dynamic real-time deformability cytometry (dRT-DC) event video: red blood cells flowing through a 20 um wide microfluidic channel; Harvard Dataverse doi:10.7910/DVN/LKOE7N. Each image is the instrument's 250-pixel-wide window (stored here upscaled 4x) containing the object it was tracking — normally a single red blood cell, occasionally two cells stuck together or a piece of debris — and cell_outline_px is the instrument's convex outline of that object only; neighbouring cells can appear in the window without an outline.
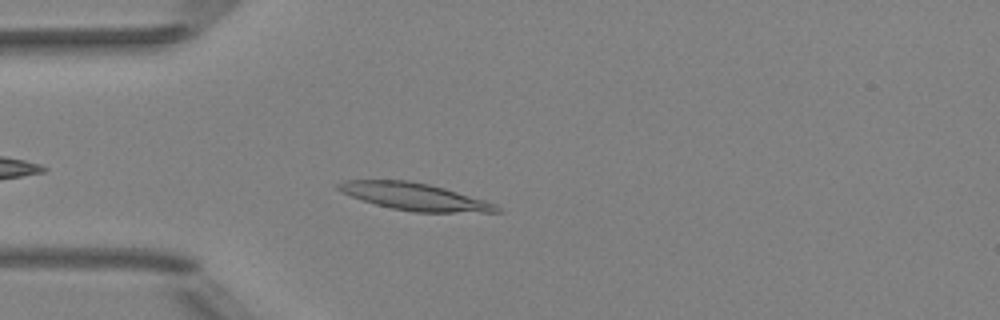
{"species": "Egyptian fruit bat (a non-hibernating species)", "species_latin": "Rousettus aegyptiacus", "temperature_condition": "room temperature", "stored_images_in_passage": 42, "camera_frame_rate_fps": 3000, "um_per_image_px": 0.085, "animal": {"sex": "female"}, "frame": {"image": 1, "passage_image": 5, "time_ms": 1.333, "image_size_px": [1000, 320], "cell_outline_px": [[504, 212], [416, 212], [392, 208], [376, 204], [352, 196], [336, 188], [336, 184], [344, 180], [408, 180], [428, 184], [444, 188], [484, 200], [496, 204]], "centroid_in_image_um": [35.26, 16.71], "position_along_channel_um": 49.7, "area_um2": 24.74}}
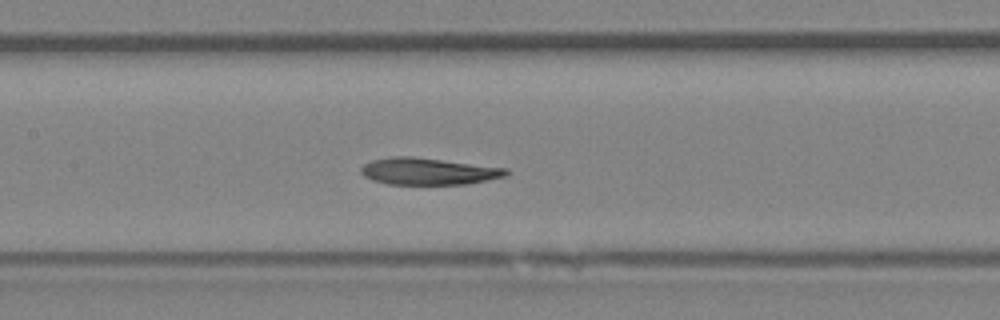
{"frame": {"image": 2, "passage_image": 15, "time_ms": 4.667, "image_size_px": [1000, 320], "cell_outline_px": [[508, 176], [468, 184], [388, 184], [372, 180], [364, 176], [360, 172], [360, 168], [364, 164], [372, 160], [392, 156], [412, 156], [508, 168]], "centroid_in_image_um": [36.41, 14.56], "position_along_channel_um": 171.0, "area_um2": 22.83}}
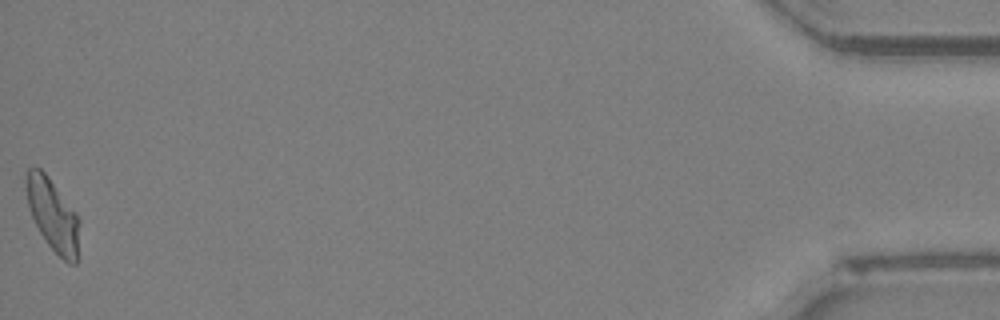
{"frame": {"image": 3, "passage_image": 42, "time_ms": 13.667, "image_size_px": [1000, 320], "cell_outline_px": [[80, 224], [76, 264], [68, 264], [48, 244], [40, 232], [28, 208], [24, 180], [24, 176], [28, 168], [40, 168], [48, 176], [76, 212], [80, 220]], "centroid_in_image_um": [4.48, 18.24], "position_along_channel_um": 430.7, "area_um2": 22.48}, "authors_computed_cell_mechanics": {"area_um2": 23.4379, "velocity_mm_per_s": 4.0037, "shape_relaxation_time_tau1_ms": null, "shape_relaxation_time_tau2_ms": 5.2138, "deformation_change_tau1": null, "deformation_change_tau2": 0.1312}}